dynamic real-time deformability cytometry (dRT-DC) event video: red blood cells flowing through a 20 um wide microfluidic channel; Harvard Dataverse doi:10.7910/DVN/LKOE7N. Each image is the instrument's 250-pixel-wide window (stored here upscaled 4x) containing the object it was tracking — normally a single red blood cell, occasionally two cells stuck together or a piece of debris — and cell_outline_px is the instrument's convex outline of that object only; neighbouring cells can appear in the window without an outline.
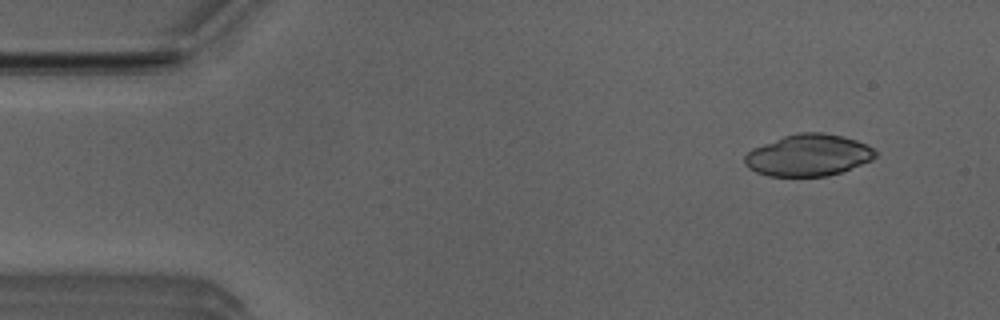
{"species": "Egyptian fruit bat (a non-hibernating species)", "species_latin": "Rousettus aegyptiacus", "temperature_condition": "room temperature", "stored_images_in_passage": 4, "camera_frame_rate_fps": 3000, "um_per_image_px": 0.085, "animal": {"sex": "male"}, "frame": {"image": 1, "passage_image": 1, "time_ms": 0.0, "image_size_px": [1000, 320], "cell_outline_px": [[876, 156], [872, 160], [840, 172], [828, 176], [768, 176], [756, 172], [748, 168], [744, 164], [744, 156], [752, 148], [784, 136], [796, 132], [820, 132], [844, 136], [856, 140], [872, 148], [876, 152]], "centroid_in_image_um": [68.68, 13.19], "position_along_channel_um": 16.3, "area_um2": 31.73}}